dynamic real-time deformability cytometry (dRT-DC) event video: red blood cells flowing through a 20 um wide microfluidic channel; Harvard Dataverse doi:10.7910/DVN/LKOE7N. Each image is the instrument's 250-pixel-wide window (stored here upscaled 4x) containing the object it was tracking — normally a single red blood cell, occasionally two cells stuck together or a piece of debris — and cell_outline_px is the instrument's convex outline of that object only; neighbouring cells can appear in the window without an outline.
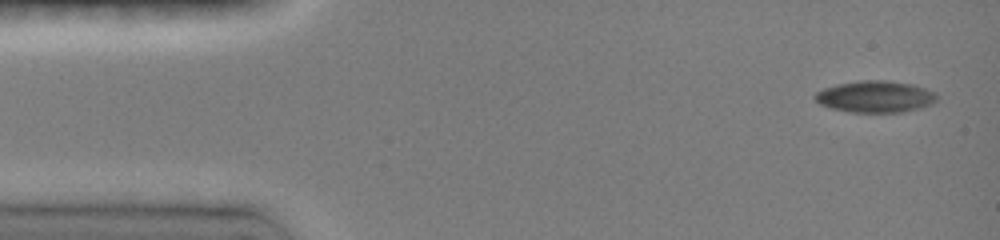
{"species": "common noctule bat (a hibernating species)", "species_latin": "Nyctalus noctula", "temperature_condition": "room temperature", "stored_images_in_passage": 22, "camera_frame_rate_fps": 3000, "um_per_image_px": 0.085, "animal": {"sex": "female", "body_mass_g": 19.0, "forearm_length_mm": 51.5}, "frame": {"image": 1, "passage_image": 1, "time_ms": 0.0, "image_size_px": [1000, 240], "cell_outline_px": [[936, 100], [932, 104], [920, 108], [904, 112], [848, 112], [828, 108], [820, 104], [812, 96], [816, 92], [824, 88], [836, 84], [860, 80], [888, 80], [912, 84], [936, 92]], "centroid_in_image_um": [74.37, 8.21], "position_along_channel_um": 10.6, "area_um2": 22.72}}
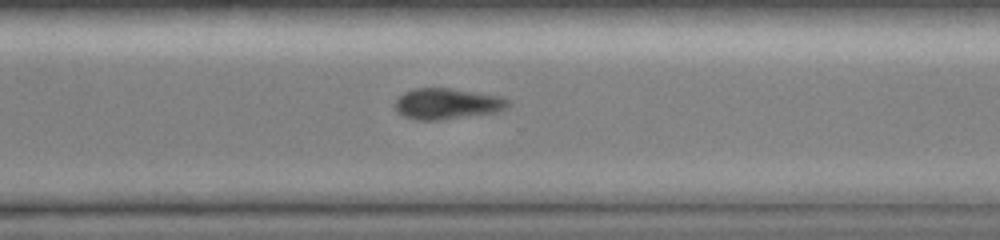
{"frame": {"image": 2, "passage_image": 16, "time_ms": 10.667, "image_size_px": [1000, 240], "cell_outline_px": [[512, 104], [508, 108], [496, 112], [436, 120], [416, 120], [404, 116], [396, 108], [396, 100], [404, 92], [416, 88], [448, 88], [504, 96], [512, 100]], "centroid_in_image_um": [38.1, 8.81], "position_along_channel_um": 332.5, "area_um2": 20.35}}
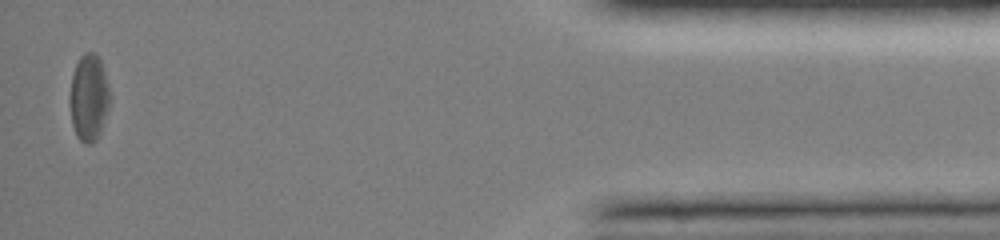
{"frame": {"image": 3, "passage_image": 22, "time_ms": 14.667, "image_size_px": [1000, 240], "cell_outline_px": [[112, 96], [100, 136], [92, 144], [84, 144], [76, 136], [72, 124], [72, 76], [76, 64], [80, 56], [84, 52], [96, 52], [100, 60]], "centroid_in_image_um": [7.61, 8.32], "position_along_channel_um": 427.6, "area_um2": 20.11}, "authors_computed_cell_mechanics": {"area_um2": 21.7617, "velocity_mm_per_s": 4.0048, "shape_relaxation_time_tau1_ms": 1.4233, "shape_relaxation_time_tau2_ms": null, "deformation_change_tau1": 0.0737, "deformation_change_tau2": null}}